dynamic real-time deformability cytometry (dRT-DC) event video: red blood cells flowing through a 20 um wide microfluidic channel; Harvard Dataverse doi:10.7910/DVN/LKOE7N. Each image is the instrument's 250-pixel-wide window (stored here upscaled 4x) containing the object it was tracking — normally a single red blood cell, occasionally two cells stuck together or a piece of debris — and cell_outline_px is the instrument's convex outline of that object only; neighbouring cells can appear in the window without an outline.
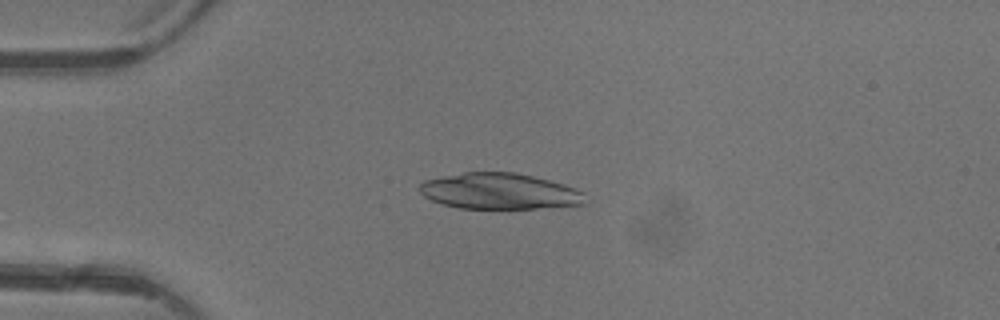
{"species": "common noctule bat (a hibernating species)", "species_latin": "Nyctalus noctula", "temperature_condition": "warm", "stored_images_in_passage": 4, "camera_frame_rate_fps": 3000, "um_per_image_px": 0.085, "animal": {"sex": "female"}, "frame": {"image": 1, "passage_image": 3, "time_ms": 2.333, "image_size_px": [1000, 320], "cell_outline_px": [[588, 204], [536, 208], [460, 208], [444, 204], [432, 200], [424, 196], [416, 188], [424, 180], [464, 172], [516, 172], [564, 184], [584, 192]], "centroid_in_image_um": [42.47, 16.25], "position_along_channel_um": 42.5, "area_um2": 34.74}}